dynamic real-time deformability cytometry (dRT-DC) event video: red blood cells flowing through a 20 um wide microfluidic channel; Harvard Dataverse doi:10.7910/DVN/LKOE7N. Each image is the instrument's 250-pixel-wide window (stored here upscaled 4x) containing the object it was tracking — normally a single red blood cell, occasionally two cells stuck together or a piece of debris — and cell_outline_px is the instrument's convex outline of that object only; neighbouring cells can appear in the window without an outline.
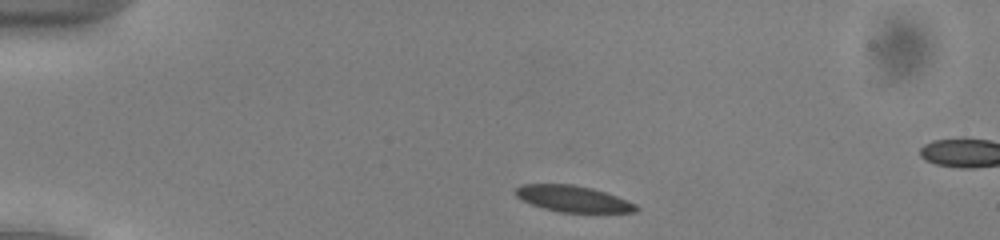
{"species": "common noctule bat (a hibernating species)", "species_latin": "Nyctalus noctula", "temperature_condition": "cold", "stored_images_in_passage": 44, "camera_frame_rate_fps": 3000, "um_per_image_px": 0.085, "animal": {"sex": "male", "body_mass_g": 13.0, "forearm_length_mm": 53.1}, "frame": {"image": 1, "passage_image": 3, "time_ms": 0.667, "image_size_px": [1000, 240], "cell_outline_px": [[640, 208], [636, 212], [560, 212], [544, 208], [520, 200], [516, 196], [516, 188], [520, 184], [572, 184], [592, 188], [616, 196], [636, 204]], "centroid_in_image_um": [48.69, 16.89], "position_along_channel_um": 36.3, "area_um2": 18.32}}
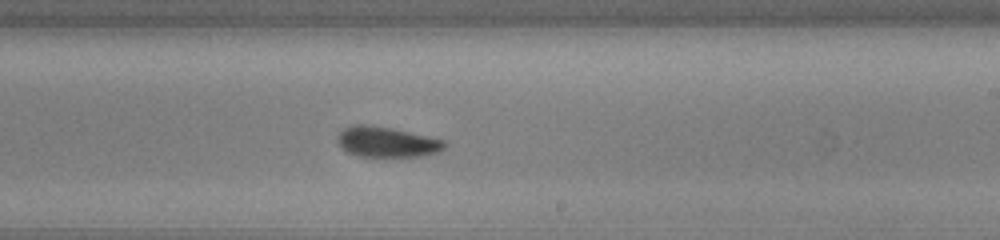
{"frame": {"image": 2, "passage_image": 24, "time_ms": 7.667, "image_size_px": [1000, 240], "cell_outline_px": [[448, 144], [440, 152], [424, 156], [356, 156], [348, 152], [336, 140], [336, 136], [344, 128], [352, 124], [368, 124], [392, 128], [444, 140]], "centroid_in_image_um": [32.88, 12.06], "position_along_channel_um": 256.1, "area_um2": 19.02}}
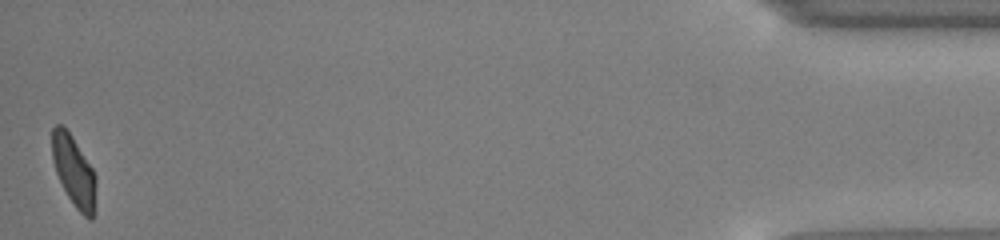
{"frame": {"image": 3, "passage_image": 44, "time_ms": 14.333, "image_size_px": [1000, 240], "cell_outline_px": [[96, 184], [92, 220], [88, 220], [76, 208], [68, 196], [56, 172], [52, 160], [52, 128], [56, 124], [64, 124], [72, 136], [92, 168], [96, 176]], "centroid_in_image_um": [6.26, 14.51], "position_along_channel_um": 428.9, "area_um2": 17.92}, "authors_computed_cell_mechanics": {"area_um2": 19.4497, "velocity_mm_per_s": 3.8883, "shape_relaxation_time_tau1_ms": 3.044, "shape_relaxation_time_tau2_ms": 1.7725, "deformation_change_tau1": 0.131, "deformation_change_tau2": 0.0719}}